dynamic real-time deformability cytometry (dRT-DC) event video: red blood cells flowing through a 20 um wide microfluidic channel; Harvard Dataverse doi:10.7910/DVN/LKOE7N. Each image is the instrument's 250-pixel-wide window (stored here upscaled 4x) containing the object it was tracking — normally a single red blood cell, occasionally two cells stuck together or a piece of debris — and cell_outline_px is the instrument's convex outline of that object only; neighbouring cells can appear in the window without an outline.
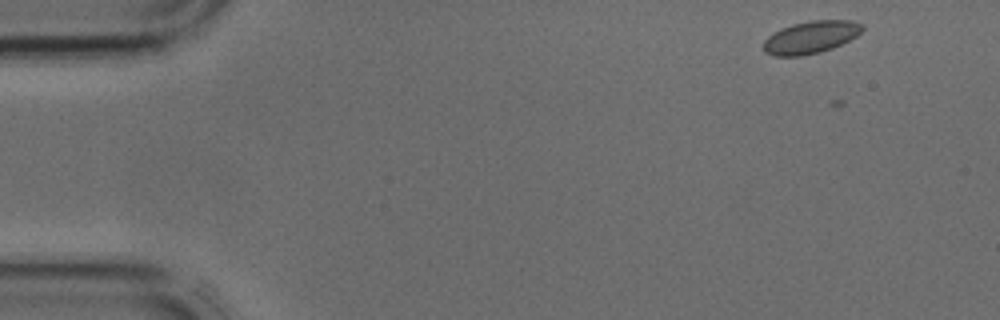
{"species": "common noctule bat (a hibernating species)", "species_latin": "Nyctalus noctula", "temperature_condition": "cold", "stored_images_in_passage": 6, "camera_frame_rate_fps": 3000, "um_per_image_px": 0.085, "animal": {"sex": "male", "body_mass_g": 17.9, "forearm_length_mm": 54.2}, "frame": {"image": 1, "passage_image": 2, "time_ms": 0.333, "image_size_px": [1000, 320], "cell_outline_px": [[864, 28], [856, 36], [832, 48], [820, 52], [800, 56], [776, 56], [764, 52], [764, 40], [768, 36], [792, 24], [812, 20], [852, 20], [864, 24]], "centroid_in_image_um": [68.94, 3.16], "position_along_channel_um": 16.1, "area_um2": 18.5}}